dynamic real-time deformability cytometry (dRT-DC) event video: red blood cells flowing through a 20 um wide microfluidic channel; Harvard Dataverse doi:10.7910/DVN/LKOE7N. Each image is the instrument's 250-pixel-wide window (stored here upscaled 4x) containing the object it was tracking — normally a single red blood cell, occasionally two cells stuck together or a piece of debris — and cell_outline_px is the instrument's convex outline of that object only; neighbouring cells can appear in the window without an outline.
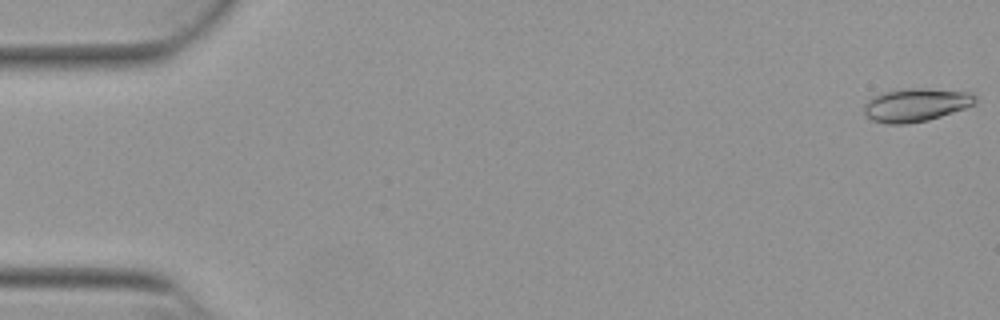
{"species": "Egyptian fruit bat (a non-hibernating species)", "species_latin": "Rousettus aegyptiacus", "temperature_condition": "warm", "stored_images_in_passage": 53, "camera_frame_rate_fps": 3000, "um_per_image_px": 0.085, "animal": {"sex": "female"}, "frame": {"image": 1, "passage_image": 1, "time_ms": 0.0, "image_size_px": [1000, 320], "cell_outline_px": [[976, 104], [928, 120], [908, 124], [884, 124], [872, 120], [864, 116], [864, 104], [872, 96], [880, 92], [892, 88], [928, 88], [972, 92], [976, 96]], "centroid_in_image_um": [77.8, 8.9], "position_along_channel_um": 7.2, "area_um2": 22.14}}
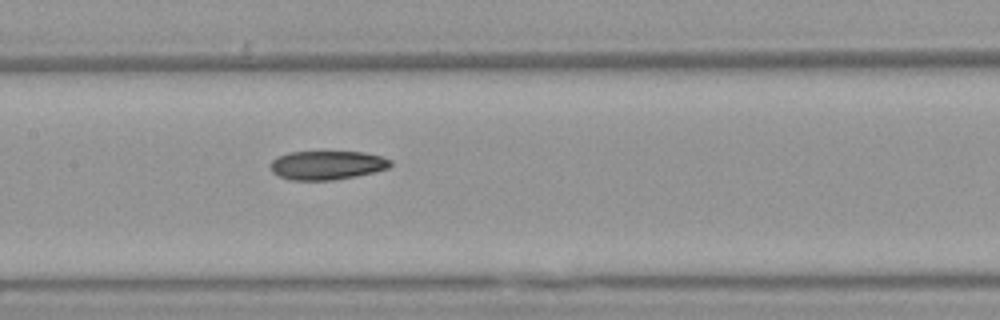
{"frame": {"image": 2, "passage_image": 26, "time_ms": 8.333, "image_size_px": [1000, 320], "cell_outline_px": [[392, 164], [388, 168], [356, 176], [332, 180], [288, 180], [272, 172], [272, 160], [276, 156], [288, 152], [364, 152], [380, 156], [392, 160]], "centroid_in_image_um": [27.79, 14.04], "position_along_channel_um": 179.6, "area_um2": 20.11}}
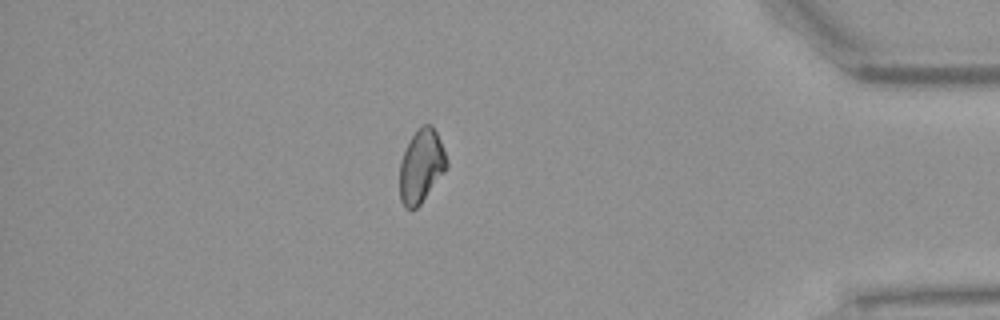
{"frame": {"image": 3, "passage_image": 46, "time_ms": 15.0, "image_size_px": [1000, 320], "cell_outline_px": [[448, 168], [420, 204], [416, 208], [404, 208], [400, 200], [400, 160], [416, 128], [424, 124], [432, 124], [440, 140], [448, 160]], "centroid_in_image_um": [35.82, 14.11], "position_along_channel_um": 399.4, "area_um2": 20.11}, "authors_computed_cell_mechanics": {"area_um2": 20.7502, "velocity_mm_per_s": 3.8786, "shape_relaxation_time_tau1_ms": null, "shape_relaxation_time_tau2_ms": 9.7061, "deformation_change_tau1": null, "deformation_change_tau2": 0.1625}}